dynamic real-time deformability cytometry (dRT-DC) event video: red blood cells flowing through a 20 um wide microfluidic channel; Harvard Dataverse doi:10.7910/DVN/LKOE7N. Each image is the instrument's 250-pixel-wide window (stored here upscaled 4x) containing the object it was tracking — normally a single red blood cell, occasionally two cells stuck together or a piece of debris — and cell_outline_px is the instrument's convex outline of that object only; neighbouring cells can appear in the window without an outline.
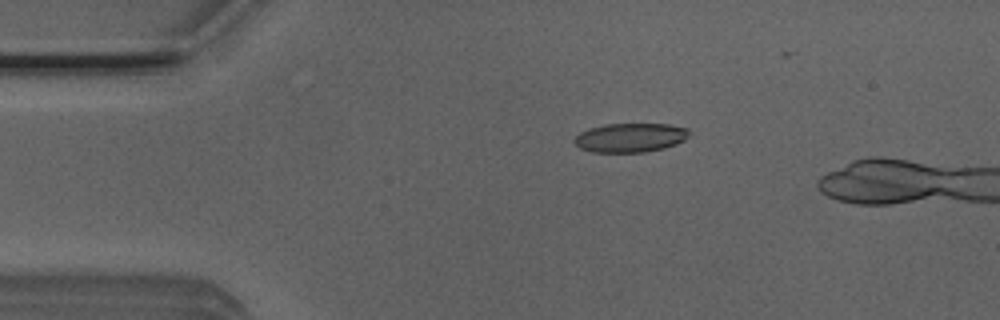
{"species": "Egyptian fruit bat (a non-hibernating species)", "species_latin": "Rousettus aegyptiacus", "temperature_condition": "room temperature", "stored_images_in_passage": 5, "camera_frame_rate_fps": 3000, "um_per_image_px": 0.085, "animal": {"sex": "male"}, "frame": {"image": 1, "passage_image": 3, "time_ms": 0.667, "image_size_px": [1000, 320], "cell_outline_px": [[692, 132], [684, 140], [676, 144], [664, 148], [644, 152], [592, 152], [580, 148], [572, 140], [580, 132], [604, 124], [668, 124], [688, 128]], "centroid_in_image_um": [53.6, 11.7], "position_along_channel_um": 31.4, "area_um2": 19.48}}